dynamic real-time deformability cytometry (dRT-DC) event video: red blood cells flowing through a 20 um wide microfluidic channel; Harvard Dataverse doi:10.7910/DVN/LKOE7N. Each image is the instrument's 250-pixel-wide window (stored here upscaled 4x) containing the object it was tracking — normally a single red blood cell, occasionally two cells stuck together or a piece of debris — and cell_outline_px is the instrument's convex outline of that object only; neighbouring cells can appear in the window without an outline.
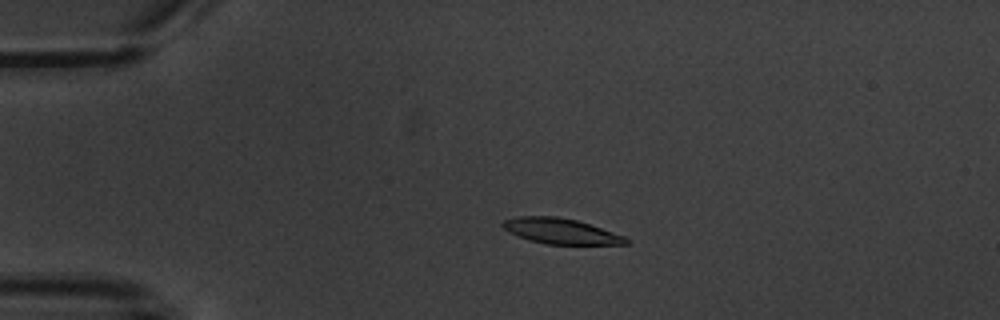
{"species": "common noctule bat (a hibernating species)", "species_latin": "Nyctalus noctula", "temperature_condition": "warm", "stored_images_in_passage": 5, "camera_frame_rate_fps": 3000, "um_per_image_px": 0.085, "animal": {"sex": "male", "body_mass_g": 20.1, "forearm_length_mm": 53.5}, "frame": {"image": 1, "passage_image": 4, "time_ms": 3.667, "image_size_px": [1000, 320], "cell_outline_px": [[628, 244], [544, 244], [528, 240], [516, 236], [508, 232], [500, 224], [504, 220], [520, 216], [556, 216], [576, 220], [624, 236], [628, 240]], "centroid_in_image_um": [47.59, 19.65], "position_along_channel_um": 37.4, "area_um2": 18.15}}